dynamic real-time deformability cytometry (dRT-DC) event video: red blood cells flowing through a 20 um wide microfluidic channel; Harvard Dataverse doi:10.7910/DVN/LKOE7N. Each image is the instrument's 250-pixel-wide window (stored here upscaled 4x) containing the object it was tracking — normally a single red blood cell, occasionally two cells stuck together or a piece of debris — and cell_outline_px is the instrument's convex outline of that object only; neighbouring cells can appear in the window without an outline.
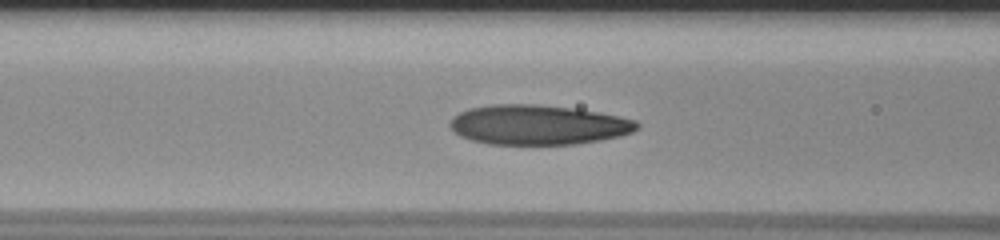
{"species": "human", "species_latin": "Homo sapiens", "temperature_condition": "room temperature", "stored_images_in_passage": 47, "camera_frame_rate_fps": 3000, "um_per_image_px": 0.085, "donor": {"sex": "male"}, "frame": {"image": 1, "passage_image": 19, "time_ms": 6.0, "image_size_px": [1000, 240], "cell_outline_px": [[640, 128], [632, 132], [620, 136], [600, 140], [576, 144], [488, 144], [472, 140], [460, 136], [448, 124], [460, 112], [472, 108], [492, 104], [536, 104], [576, 108], [636, 120], [640, 124]], "centroid_in_image_um": [45.77, 10.61], "position_along_channel_um": 120.8, "area_um2": 43.18}}
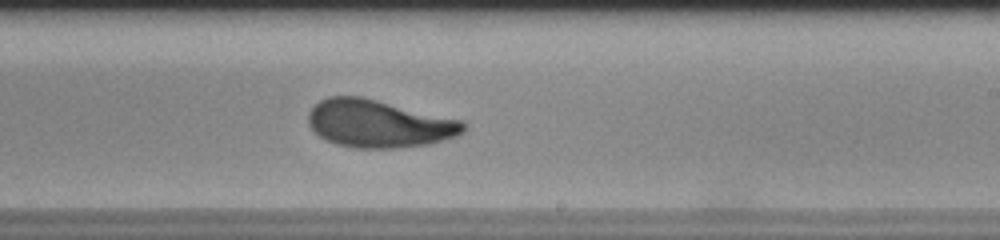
{"frame": {"image": 2, "passage_image": 30, "time_ms": 9.667, "image_size_px": [1000, 240], "cell_outline_px": [[464, 128], [456, 136], [428, 144], [400, 148], [352, 148], [336, 144], [324, 140], [308, 124], [308, 116], [312, 108], [320, 100], [328, 96], [360, 96], [460, 120], [464, 124]], "centroid_in_image_um": [32.13, 10.52], "position_along_channel_um": 256.9, "area_um2": 42.6}}
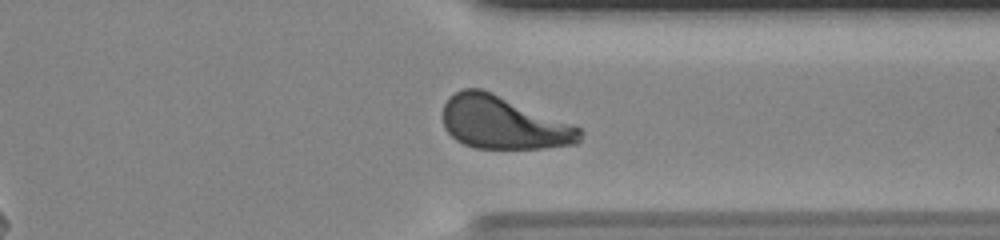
{"frame": {"image": 3, "passage_image": 39, "time_ms": 12.667, "image_size_px": [1000, 240], "cell_outline_px": [[584, 132], [580, 140], [576, 144], [544, 148], [476, 148], [464, 144], [456, 140], [444, 128], [444, 104], [456, 92], [464, 88], [480, 88], [492, 92], [580, 128]], "centroid_in_image_um": [42.78, 10.45], "position_along_channel_um": 368.6, "area_um2": 41.62}}